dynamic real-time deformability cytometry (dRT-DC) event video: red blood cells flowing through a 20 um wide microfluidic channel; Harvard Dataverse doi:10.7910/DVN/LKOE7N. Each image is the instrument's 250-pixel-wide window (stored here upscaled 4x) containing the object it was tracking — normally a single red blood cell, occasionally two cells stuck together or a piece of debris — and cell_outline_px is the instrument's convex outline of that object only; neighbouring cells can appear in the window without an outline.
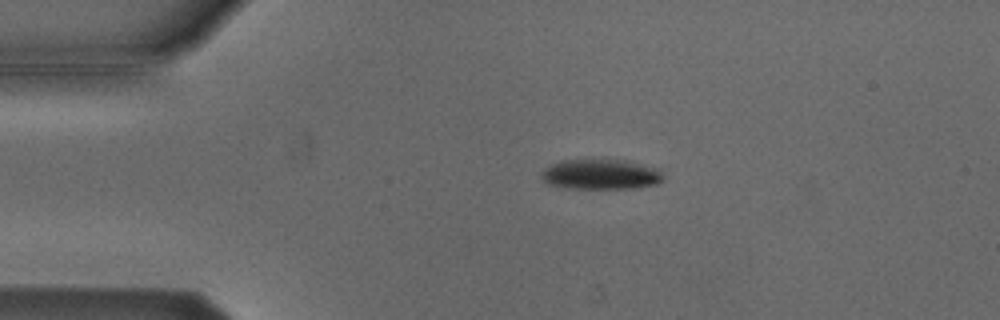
{"species": "Egyptian fruit bat (a non-hibernating species)", "species_latin": "Rousettus aegyptiacus", "temperature_condition": "cold", "stored_images_in_passage": 4, "camera_frame_rate_fps": 3000, "um_per_image_px": 0.085, "animal": {"sex": "male"}, "frame": {"image": 1, "passage_image": 2, "time_ms": 0.333, "image_size_px": [1000, 320], "cell_outline_px": [[664, 180], [656, 184], [632, 188], [564, 188], [548, 184], [540, 176], [540, 172], [552, 164], [564, 160], [624, 160], [660, 168], [664, 176]], "centroid_in_image_um": [51.09, 14.82], "position_along_channel_um": 33.9, "area_um2": 21.44}}